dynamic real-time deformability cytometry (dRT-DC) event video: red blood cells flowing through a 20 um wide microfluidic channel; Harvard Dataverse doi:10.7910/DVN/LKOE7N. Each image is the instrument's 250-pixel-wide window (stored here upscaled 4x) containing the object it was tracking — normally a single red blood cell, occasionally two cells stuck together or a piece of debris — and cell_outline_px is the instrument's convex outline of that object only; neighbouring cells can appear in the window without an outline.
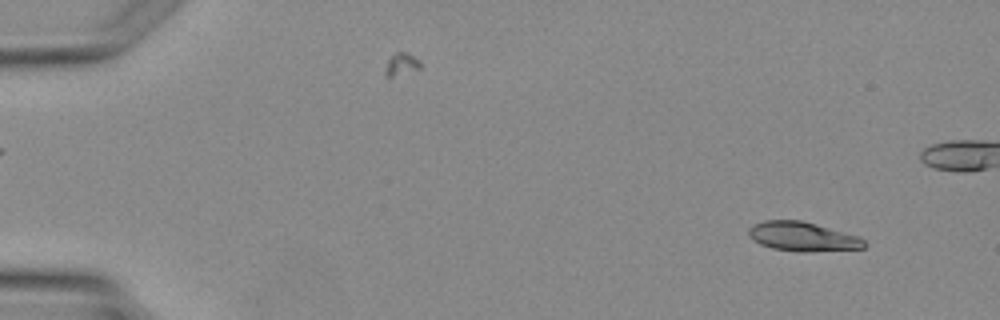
{"species": "Egyptian fruit bat (a non-hibernating species)", "species_latin": "Rousettus aegyptiacus", "temperature_condition": "warm", "stored_images_in_passage": 4, "camera_frame_rate_fps": 3000, "um_per_image_px": 0.085, "animal": {"sex": "female"}, "frame": {"image": 1, "passage_image": 1, "time_ms": 0.0, "image_size_px": [1000, 320], "cell_outline_px": [[864, 248], [808, 252], [800, 252], [772, 248], [760, 244], [752, 240], [748, 236], [748, 228], [752, 224], [764, 220], [800, 220], [816, 224], [860, 236], [864, 240]], "centroid_in_image_um": [68.18, 20.1], "position_along_channel_um": 16.8, "area_um2": 19.83}}